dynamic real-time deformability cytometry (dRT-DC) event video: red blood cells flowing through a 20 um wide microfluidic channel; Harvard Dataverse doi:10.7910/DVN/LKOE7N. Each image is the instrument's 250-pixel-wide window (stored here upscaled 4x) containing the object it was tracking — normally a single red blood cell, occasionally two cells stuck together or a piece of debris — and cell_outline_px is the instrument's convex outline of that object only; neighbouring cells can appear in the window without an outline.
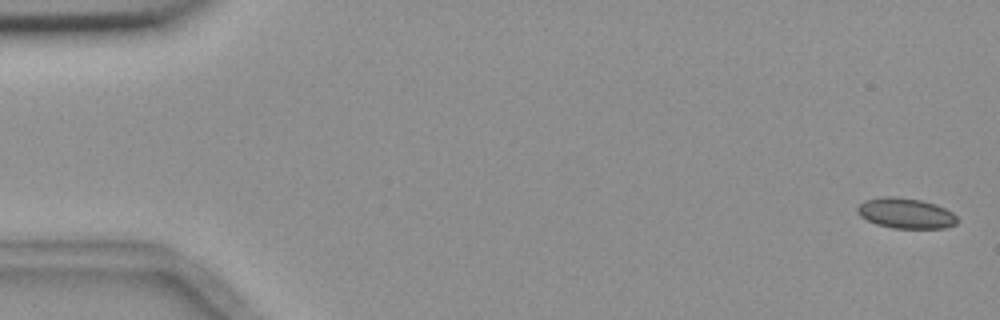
{"species": "common noctule bat (a hibernating species)", "species_latin": "Nyctalus noctula", "temperature_condition": "room temperature", "stored_images_in_passage": 5, "camera_frame_rate_fps": 3000, "um_per_image_px": 0.085, "animal": {"sex": "female", "body_mass_g": 18.4}, "frame": {"image": 1, "passage_image": 1, "time_ms": 0.0, "image_size_px": [1000, 320], "cell_outline_px": [[956, 224], [944, 228], [892, 228], [876, 224], [860, 216], [856, 212], [856, 208], [864, 200], [884, 196], [892, 196], [920, 200], [936, 204], [952, 212], [956, 216]], "centroid_in_image_um": [76.96, 18.12], "position_along_channel_um": 8.0, "area_um2": 17.63}}
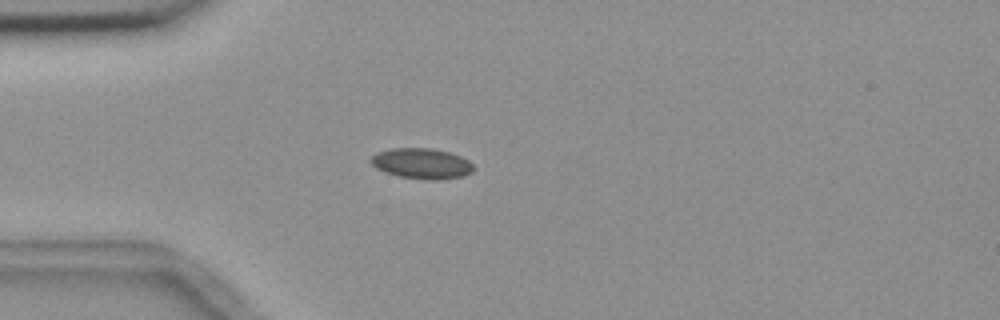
{"frame": {"image": 2, "passage_image": 4, "time_ms": 4.667, "image_size_px": [1000, 320], "cell_outline_px": [[472, 172], [464, 176], [440, 180], [432, 180], [400, 176], [384, 172], [376, 168], [372, 164], [372, 156], [380, 152], [392, 148], [432, 148], [448, 152], [460, 156], [468, 160], [472, 164]], "centroid_in_image_um": [35.87, 13.9], "position_along_channel_um": 49.1, "area_um2": 18.03}}